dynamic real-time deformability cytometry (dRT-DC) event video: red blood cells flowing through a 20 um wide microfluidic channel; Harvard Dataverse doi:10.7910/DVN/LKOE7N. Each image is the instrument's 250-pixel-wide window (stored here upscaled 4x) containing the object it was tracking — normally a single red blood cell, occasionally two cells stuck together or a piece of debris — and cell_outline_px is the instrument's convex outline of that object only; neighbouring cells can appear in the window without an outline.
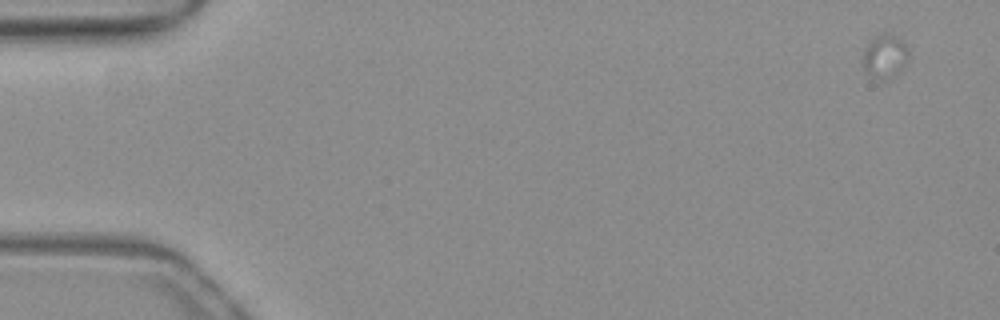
{"species": "common noctule bat (a hibernating species)", "species_latin": "Nyctalus noctula", "temperature_condition": "warm", "stored_images_in_passage": 7, "camera_frame_rate_fps": 3000, "um_per_image_px": 0.085, "animal": {"sex": "female", "body_mass_g": 19.3, "forearm_length_mm": 54.1}, "frame": {"image": 1, "passage_image": 1, "time_ms": 0.0, "image_size_px": [1000, 320], "cell_outline_px": [[908, 60], [900, 68], [872, 72], [868, 72], [864, 68], [864, 48], [868, 40], [876, 32], [892, 32], [904, 40], [908, 44]], "centroid_in_image_um": [75.23, 4.45], "position_along_channel_um": 9.8, "area_um2": 10.58}}